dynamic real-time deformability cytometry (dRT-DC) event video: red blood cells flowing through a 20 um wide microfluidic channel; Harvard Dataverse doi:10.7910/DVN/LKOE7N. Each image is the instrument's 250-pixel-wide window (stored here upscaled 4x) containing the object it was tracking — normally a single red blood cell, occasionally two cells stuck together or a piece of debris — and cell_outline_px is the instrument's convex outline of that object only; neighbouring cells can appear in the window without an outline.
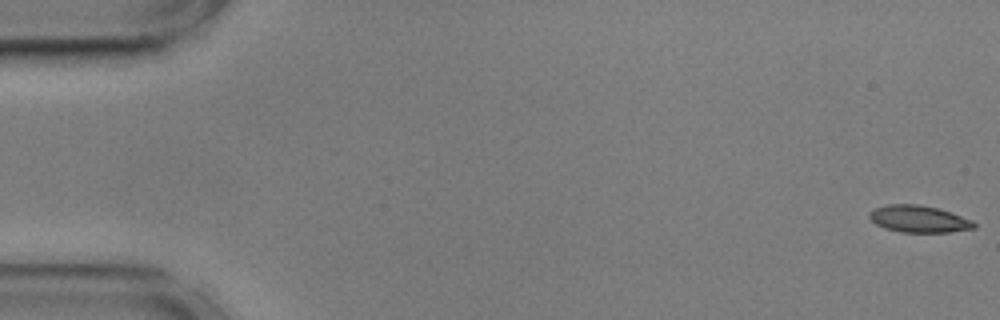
{"species": "common noctule bat (a hibernating species)", "species_latin": "Nyctalus noctula", "temperature_condition": "cold", "stored_images_in_passage": 56, "camera_frame_rate_fps": 3000, "um_per_image_px": 0.085, "animal": {"sex": "male", "body_mass_g": 17.9, "forearm_length_mm": 54.2}, "frame": {"image": 1, "passage_image": 1, "time_ms": 0.0, "image_size_px": [1000, 320], "cell_outline_px": [[976, 228], [948, 232], [900, 232], [884, 228], [876, 224], [868, 216], [868, 212], [884, 204], [920, 204], [940, 208], [952, 212], [972, 220], [976, 224]], "centroid_in_image_um": [78.1, 18.6], "position_along_channel_um": 6.9, "area_um2": 16.65}}
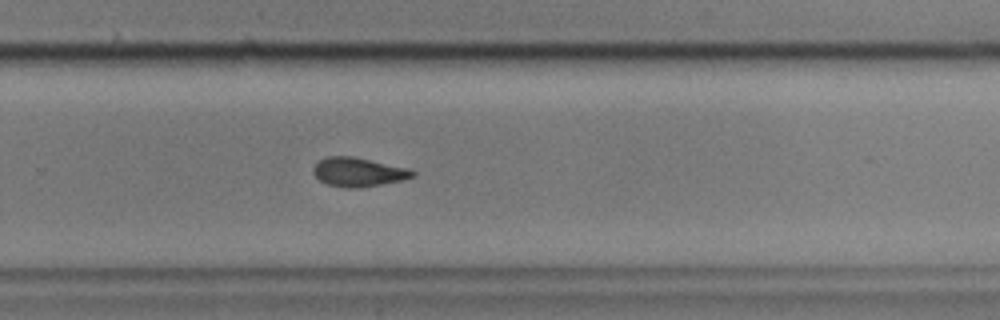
{"frame": {"image": 2, "passage_image": 37, "time_ms": 12.0, "image_size_px": [1000, 320], "cell_outline_px": [[416, 176], [404, 180], [360, 188], [344, 188], [328, 184], [320, 180], [312, 172], [312, 168], [320, 160], [328, 156], [352, 156], [412, 168], [416, 172]], "centroid_in_image_um": [30.52, 14.62], "position_along_channel_um": 299.3, "area_um2": 17.05}}
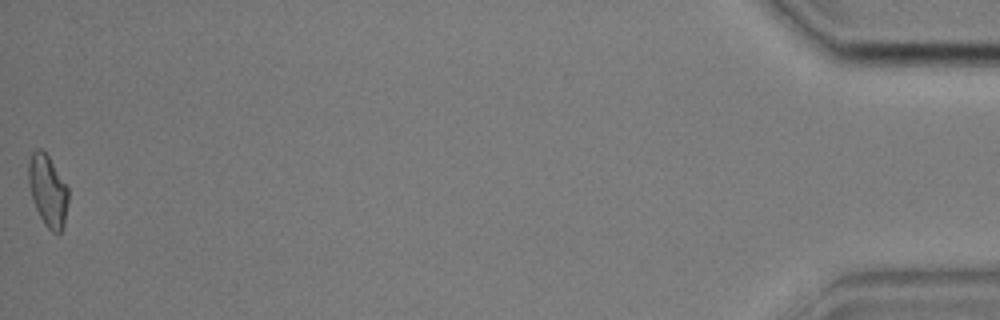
{"frame": {"image": 3, "passage_image": 56, "time_ms": 18.333, "image_size_px": [1000, 320], "cell_outline_px": [[68, 200], [64, 224], [60, 232], [52, 232], [44, 224], [32, 200], [28, 184], [28, 160], [32, 152], [36, 148], [40, 148], [48, 156], [68, 188]], "centroid_in_image_um": [4.04, 16.19], "position_along_channel_um": 431.2, "area_um2": 16.47}, "authors_computed_cell_mechanics": {"area_um2": 16.762, "velocity_mm_per_s": 3.5955, "shape_relaxation_time_tau1_ms": 4.7524, "shape_relaxation_time_tau2_ms": 2.808, "deformation_change_tau1": 0.1272, "deformation_change_tau2": 0.0748}}